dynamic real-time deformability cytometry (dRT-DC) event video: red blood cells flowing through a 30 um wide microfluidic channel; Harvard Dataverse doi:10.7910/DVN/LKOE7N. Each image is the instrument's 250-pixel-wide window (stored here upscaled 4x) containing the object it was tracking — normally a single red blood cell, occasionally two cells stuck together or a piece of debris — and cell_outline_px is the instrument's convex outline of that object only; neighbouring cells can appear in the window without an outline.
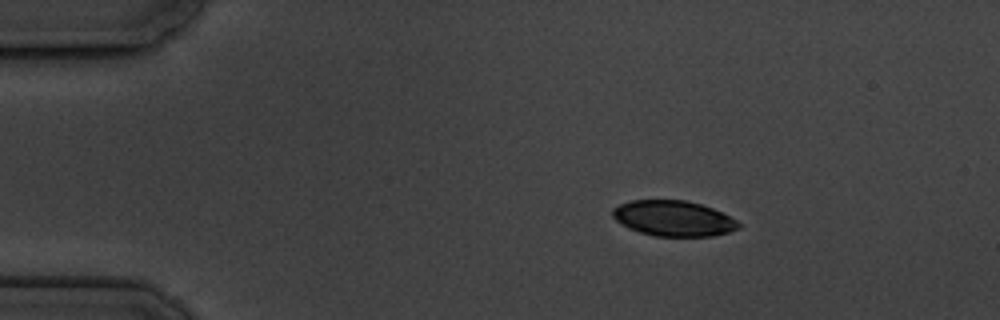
{"species": "common noctule bat (a hibernating species)", "species_latin": "Nyctalus noctula", "temperature_condition": "cold", "stored_images_in_passage": 3, "camera_frame_rate_fps": 3000, "um_per_image_px": 0.085, "animal": {"sex": "male", "body_mass_g": 19.5, "forearm_length_mm": 54.6}, "frame": {"image": 1, "passage_image": 1, "time_ms": 0.0, "image_size_px": [1000, 320], "cell_outline_px": [[740, 228], [728, 232], [712, 236], [656, 236], [640, 232], [628, 228], [616, 220], [612, 216], [612, 208], [620, 204], [632, 200], [684, 200], [700, 204], [712, 208], [736, 220], [740, 224]], "centroid_in_image_um": [57.22, 18.56], "position_along_channel_um": 27.8, "area_um2": 25.89}}